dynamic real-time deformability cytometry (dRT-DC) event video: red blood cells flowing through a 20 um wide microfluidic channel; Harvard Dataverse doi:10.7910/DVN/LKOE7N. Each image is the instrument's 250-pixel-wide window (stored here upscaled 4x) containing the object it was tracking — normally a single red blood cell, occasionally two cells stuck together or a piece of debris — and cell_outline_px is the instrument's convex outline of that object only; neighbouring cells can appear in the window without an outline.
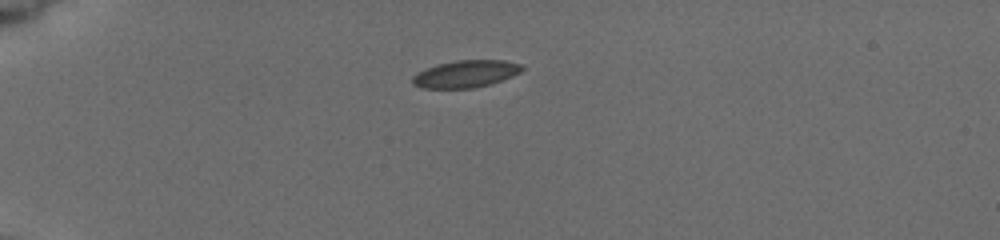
{"species": "common noctule bat (a hibernating species)", "species_latin": "Nyctalus noctula", "temperature_condition": "cold", "stored_images_in_passage": 7, "camera_frame_rate_fps": 3000, "um_per_image_px": 0.085, "animal": {"sex": "female", "body_mass_g": 19.5, "forearm_length_mm": 54.1}, "frame": {"image": 1, "passage_image": 1, "time_ms": 0.0, "image_size_px": [1000, 240], "cell_outline_px": [[524, 68], [520, 72], [512, 76], [488, 84], [472, 88], [424, 88], [412, 84], [412, 76], [428, 68], [440, 64], [456, 60], [504, 60], [520, 64]], "centroid_in_image_um": [39.59, 6.28], "position_along_channel_um": 45.4, "area_um2": 16.99}}
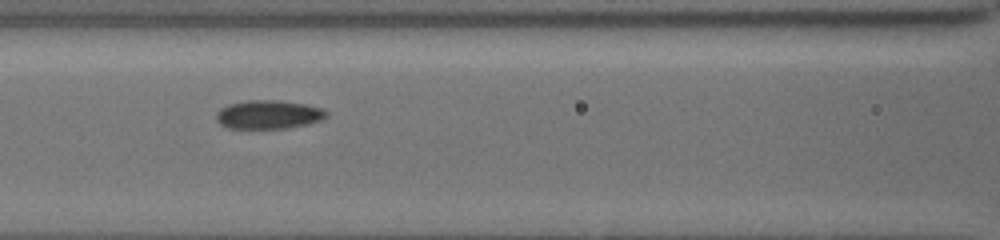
{"frame": {"image": 2, "passage_image": 5, "time_ms": 3.667, "image_size_px": [1000, 240], "cell_outline_px": [[328, 116], [320, 120], [308, 124], [284, 128], [228, 128], [220, 124], [216, 120], [216, 112], [220, 108], [228, 104], [248, 100], [280, 100], [308, 104], [324, 108], [328, 112]], "centroid_in_image_um": [22.84, 9.72], "position_along_channel_um": 143.8, "area_um2": 18.61}}
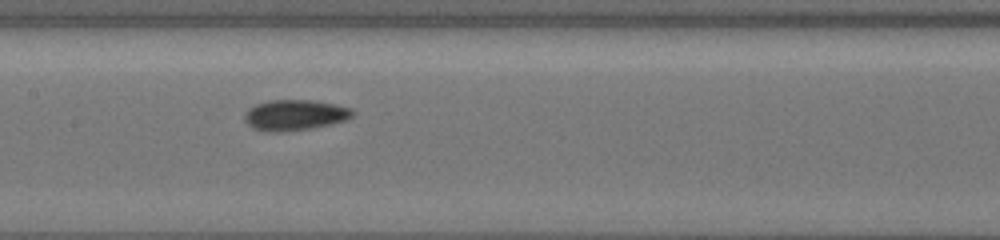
{"frame": {"image": 3, "passage_image": 6, "time_ms": 4.667, "image_size_px": [1000, 240], "cell_outline_px": [[356, 112], [352, 116], [344, 120], [332, 124], [308, 128], [256, 128], [248, 124], [244, 120], [244, 112], [252, 104], [268, 100], [312, 100], [352, 108]], "centroid_in_image_um": [25.09, 9.7], "position_along_channel_um": 182.3, "area_um2": 18.38}}